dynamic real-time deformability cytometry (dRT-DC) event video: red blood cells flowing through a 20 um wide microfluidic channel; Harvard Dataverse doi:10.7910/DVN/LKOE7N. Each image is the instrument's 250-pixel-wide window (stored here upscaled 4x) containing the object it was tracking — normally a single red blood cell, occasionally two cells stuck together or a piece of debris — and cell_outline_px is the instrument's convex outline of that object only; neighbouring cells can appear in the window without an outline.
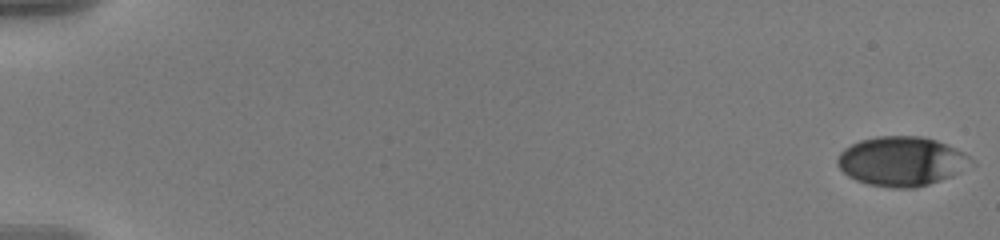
{"species": "human", "species_latin": "Homo sapiens", "temperature_condition": "warm", "stored_images_in_passage": 58, "camera_frame_rate_fps": 3000, "um_per_image_px": 0.085, "donor": {"sex": "male"}, "frame": {"image": 1, "passage_image": 1, "time_ms": 0.0, "image_size_px": [1000, 240], "cell_outline_px": [[976, 164], [952, 176], [916, 188], [892, 188], [868, 184], [856, 180], [848, 176], [836, 164], [836, 160], [840, 152], [844, 148], [860, 140], [876, 136], [920, 136], [936, 140], [964, 152], [976, 160]], "centroid_in_image_um": [76.66, 13.71], "position_along_channel_um": 8.3, "area_um2": 38.78}}
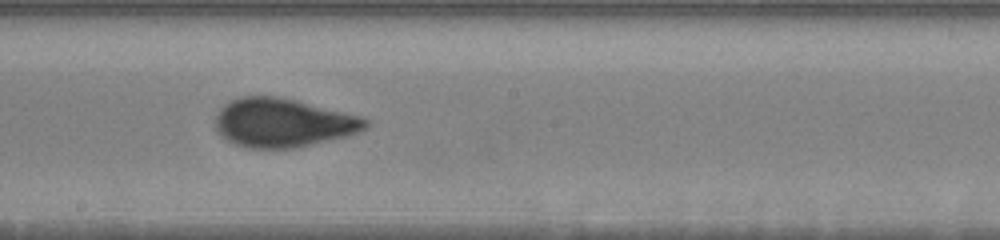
{"frame": {"image": 2, "passage_image": 34, "time_ms": 11.0, "image_size_px": [1000, 240], "cell_outline_px": [[368, 128], [360, 132], [348, 136], [296, 148], [252, 148], [236, 144], [228, 140], [216, 132], [216, 112], [224, 104], [240, 96], [276, 96], [296, 100], [364, 116], [368, 120]], "centroid_in_image_um": [24.09, 10.43], "position_along_channel_um": 224.1, "area_um2": 43.0}}
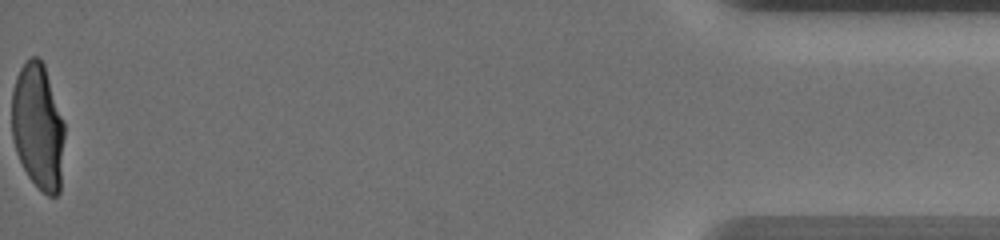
{"frame": {"image": 3, "passage_image": 58, "time_ms": 19.0, "image_size_px": [1000, 240], "cell_outline_px": [[64, 136], [60, 192], [56, 196], [48, 196], [28, 176], [16, 152], [12, 136], [12, 88], [16, 76], [20, 68], [32, 56], [36, 56], [44, 64], [64, 124]], "centroid_in_image_um": [3.22, 10.76], "position_along_channel_um": 432.0, "area_um2": 38.44}, "authors_computed_cell_mechanics": {"area_um2": 40.171, "velocity_mm_per_s": 3.6206, "shape_relaxation_time_tau1_ms": 6.6847, "shape_relaxation_time_tau2_ms": null, "deformation_change_tau1": 0.2232, "deformation_change_tau2": null}}